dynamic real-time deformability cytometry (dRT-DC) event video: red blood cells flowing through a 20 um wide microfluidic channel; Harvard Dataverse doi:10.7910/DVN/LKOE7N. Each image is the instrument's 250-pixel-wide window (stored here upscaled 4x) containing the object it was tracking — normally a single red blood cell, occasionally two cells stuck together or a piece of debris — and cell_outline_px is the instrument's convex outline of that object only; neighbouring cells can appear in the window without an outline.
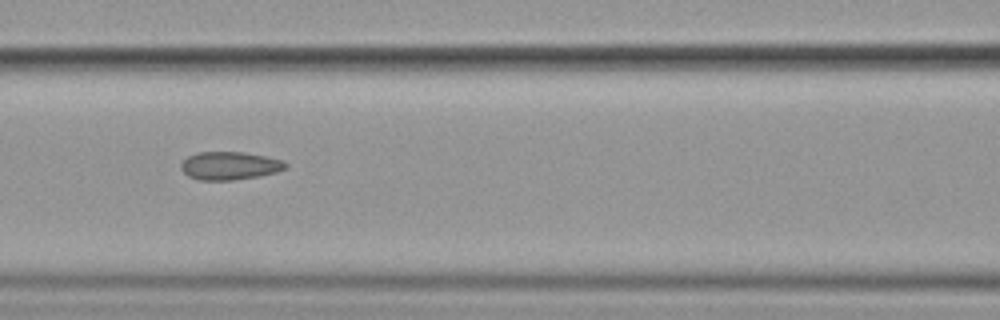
{"species": "common noctule bat (a hibernating species)", "species_latin": "Nyctalus noctula", "temperature_condition": "cold", "stored_images_in_passage": 9, "segment_of_instrument_passage": [1, 2], "camera_frame_rate_fps": 3000, "um_per_image_px": 0.085, "animal": {"sex": "female", "body_mass_g": 19.9}, "frame": {"image": 1, "passage_image": 8, "time_ms": 8.333, "image_size_px": [1000, 320], "cell_outline_px": [[288, 168], [276, 172], [260, 176], [232, 180], [200, 180], [188, 176], [180, 168], [180, 164], [188, 156], [196, 152], [244, 152], [284, 160], [288, 164]], "centroid_in_image_um": [19.54, 14.08], "position_along_channel_um": 147.1, "area_um2": 17.22}}